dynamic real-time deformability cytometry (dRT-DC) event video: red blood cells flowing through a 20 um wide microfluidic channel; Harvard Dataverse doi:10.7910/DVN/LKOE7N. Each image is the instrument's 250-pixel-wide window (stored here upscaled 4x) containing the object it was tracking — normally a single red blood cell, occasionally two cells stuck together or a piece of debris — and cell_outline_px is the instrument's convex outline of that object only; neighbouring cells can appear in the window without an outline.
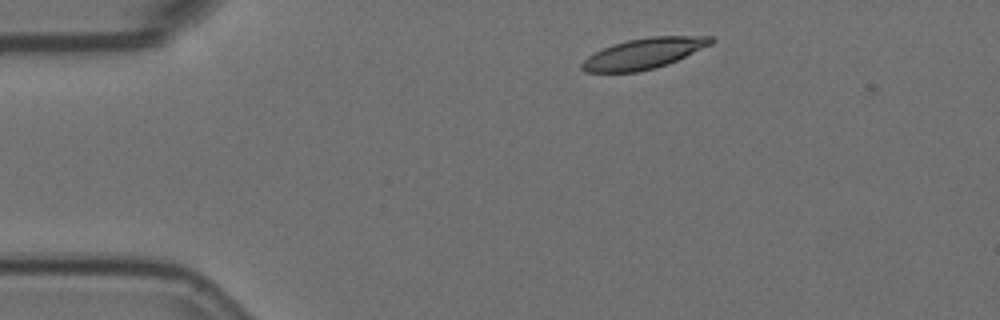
{"species": "Egyptian fruit bat (a non-hibernating species)", "species_latin": "Rousettus aegyptiacus", "temperature_condition": "room temperature", "stored_images_in_passage": 4, "camera_frame_rate_fps": 3000, "um_per_image_px": 0.085, "animal": {"sex": "female"}, "frame": {"image": 1, "passage_image": 1, "time_ms": 0.0, "image_size_px": [1000, 320], "cell_outline_px": [[716, 40], [712, 44], [668, 64], [656, 68], [636, 72], [588, 72], [580, 68], [580, 64], [588, 56], [612, 44], [628, 40], [648, 36], [712, 36]], "centroid_in_image_um": [54.74, 4.54], "position_along_channel_um": 30.3, "area_um2": 23.0}}
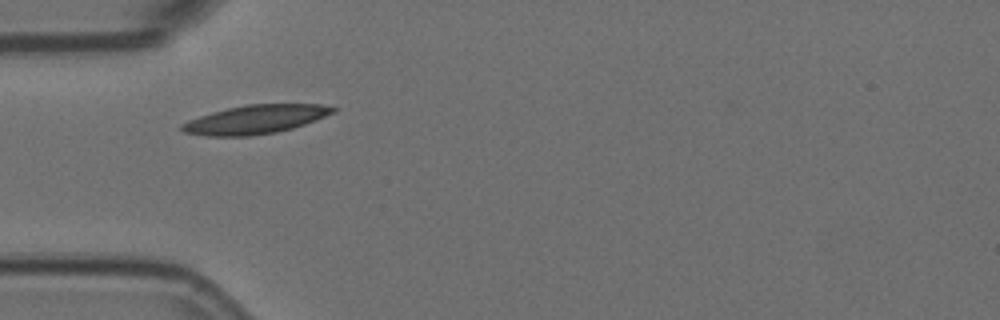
{"frame": {"image": 2, "passage_image": 3, "time_ms": 0.667, "image_size_px": [1000, 320], "cell_outline_px": [[336, 112], [316, 120], [292, 128], [276, 132], [248, 136], [208, 136], [184, 132], [180, 128], [180, 124], [188, 120], [212, 112], [228, 108], [248, 104], [320, 104], [336, 108]], "centroid_in_image_um": [21.71, 10.15], "position_along_channel_um": 63.3, "area_um2": 25.14}}
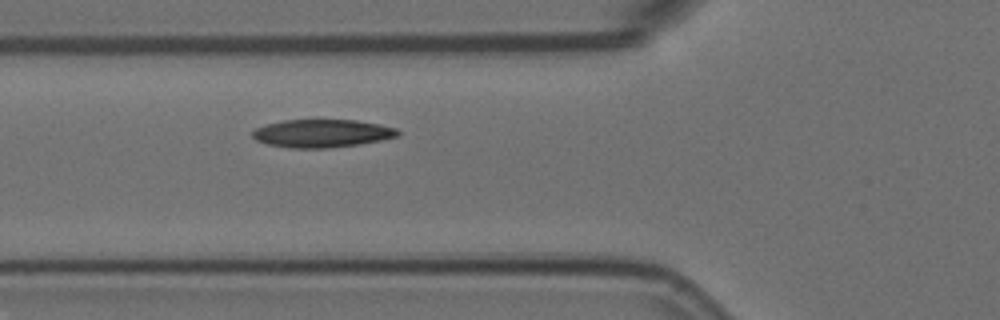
{"frame": {"image": 3, "passage_image": 4, "time_ms": 1.0, "image_size_px": [1000, 320], "cell_outline_px": [[400, 132], [396, 136], [380, 140], [360, 144], [328, 148], [292, 148], [268, 144], [256, 140], [252, 136], [252, 132], [256, 128], [268, 124], [284, 120], [356, 120], [380, 124], [396, 128]], "centroid_in_image_um": [27.37, 11.33], "position_along_channel_um": 98.4, "area_um2": 23.52}}